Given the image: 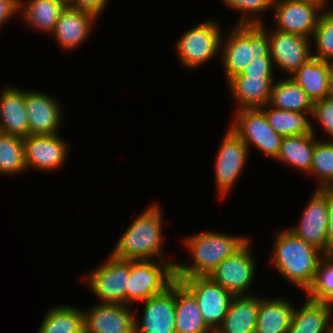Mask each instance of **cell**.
<instances>
[{
    "label": "cell",
    "instance_id": "obj_1",
    "mask_svg": "<svg viewBox=\"0 0 333 333\" xmlns=\"http://www.w3.org/2000/svg\"><path fill=\"white\" fill-rule=\"evenodd\" d=\"M163 215L156 202L146 207L117 240L111 255L120 260H170L163 253Z\"/></svg>",
    "mask_w": 333,
    "mask_h": 333
},
{
    "label": "cell",
    "instance_id": "obj_2",
    "mask_svg": "<svg viewBox=\"0 0 333 333\" xmlns=\"http://www.w3.org/2000/svg\"><path fill=\"white\" fill-rule=\"evenodd\" d=\"M183 239L182 244L188 249L186 251L192 262H175L176 281L193 276H208L225 258L235 254L250 240L247 236H231L211 230L201 231Z\"/></svg>",
    "mask_w": 333,
    "mask_h": 333
},
{
    "label": "cell",
    "instance_id": "obj_3",
    "mask_svg": "<svg viewBox=\"0 0 333 333\" xmlns=\"http://www.w3.org/2000/svg\"><path fill=\"white\" fill-rule=\"evenodd\" d=\"M275 234L271 265L283 279L305 292L313 281L324 253L287 228Z\"/></svg>",
    "mask_w": 333,
    "mask_h": 333
},
{
    "label": "cell",
    "instance_id": "obj_4",
    "mask_svg": "<svg viewBox=\"0 0 333 333\" xmlns=\"http://www.w3.org/2000/svg\"><path fill=\"white\" fill-rule=\"evenodd\" d=\"M220 62L226 81L239 74L252 58L270 57L269 38L259 25H235L222 36Z\"/></svg>",
    "mask_w": 333,
    "mask_h": 333
},
{
    "label": "cell",
    "instance_id": "obj_5",
    "mask_svg": "<svg viewBox=\"0 0 333 333\" xmlns=\"http://www.w3.org/2000/svg\"><path fill=\"white\" fill-rule=\"evenodd\" d=\"M174 260H130L125 305L135 306L163 293L175 280Z\"/></svg>",
    "mask_w": 333,
    "mask_h": 333
},
{
    "label": "cell",
    "instance_id": "obj_6",
    "mask_svg": "<svg viewBox=\"0 0 333 333\" xmlns=\"http://www.w3.org/2000/svg\"><path fill=\"white\" fill-rule=\"evenodd\" d=\"M216 20H206L184 32L175 42L174 49L181 66L196 69L220 56L223 34Z\"/></svg>",
    "mask_w": 333,
    "mask_h": 333
},
{
    "label": "cell",
    "instance_id": "obj_7",
    "mask_svg": "<svg viewBox=\"0 0 333 333\" xmlns=\"http://www.w3.org/2000/svg\"><path fill=\"white\" fill-rule=\"evenodd\" d=\"M234 118L229 128L247 145L248 150L253 146L275 160L283 136L268 124L265 114L259 108L239 109L235 111Z\"/></svg>",
    "mask_w": 333,
    "mask_h": 333
},
{
    "label": "cell",
    "instance_id": "obj_8",
    "mask_svg": "<svg viewBox=\"0 0 333 333\" xmlns=\"http://www.w3.org/2000/svg\"><path fill=\"white\" fill-rule=\"evenodd\" d=\"M104 264L81 278L98 303L125 305V290L130 276V260H120L108 254Z\"/></svg>",
    "mask_w": 333,
    "mask_h": 333
},
{
    "label": "cell",
    "instance_id": "obj_9",
    "mask_svg": "<svg viewBox=\"0 0 333 333\" xmlns=\"http://www.w3.org/2000/svg\"><path fill=\"white\" fill-rule=\"evenodd\" d=\"M249 240L235 254L225 258L208 277L229 291L233 296H250L256 275V257Z\"/></svg>",
    "mask_w": 333,
    "mask_h": 333
},
{
    "label": "cell",
    "instance_id": "obj_10",
    "mask_svg": "<svg viewBox=\"0 0 333 333\" xmlns=\"http://www.w3.org/2000/svg\"><path fill=\"white\" fill-rule=\"evenodd\" d=\"M227 130L217 149L214 164V180L221 199L231 193L250 154L247 145L230 128Z\"/></svg>",
    "mask_w": 333,
    "mask_h": 333
},
{
    "label": "cell",
    "instance_id": "obj_11",
    "mask_svg": "<svg viewBox=\"0 0 333 333\" xmlns=\"http://www.w3.org/2000/svg\"><path fill=\"white\" fill-rule=\"evenodd\" d=\"M177 281L197 300L204 322L215 333L222 324L234 296L208 276H193Z\"/></svg>",
    "mask_w": 333,
    "mask_h": 333
},
{
    "label": "cell",
    "instance_id": "obj_12",
    "mask_svg": "<svg viewBox=\"0 0 333 333\" xmlns=\"http://www.w3.org/2000/svg\"><path fill=\"white\" fill-rule=\"evenodd\" d=\"M259 26L268 35L270 57L274 67L280 68L287 77L293 75L303 63L313 57L310 38L276 29L268 30L265 22Z\"/></svg>",
    "mask_w": 333,
    "mask_h": 333
},
{
    "label": "cell",
    "instance_id": "obj_13",
    "mask_svg": "<svg viewBox=\"0 0 333 333\" xmlns=\"http://www.w3.org/2000/svg\"><path fill=\"white\" fill-rule=\"evenodd\" d=\"M69 141L55 135H31L23 138L27 170L55 172L60 169L69 155Z\"/></svg>",
    "mask_w": 333,
    "mask_h": 333
},
{
    "label": "cell",
    "instance_id": "obj_14",
    "mask_svg": "<svg viewBox=\"0 0 333 333\" xmlns=\"http://www.w3.org/2000/svg\"><path fill=\"white\" fill-rule=\"evenodd\" d=\"M310 198L298 224L287 229L325 254L328 237L327 198L319 189H314Z\"/></svg>",
    "mask_w": 333,
    "mask_h": 333
},
{
    "label": "cell",
    "instance_id": "obj_15",
    "mask_svg": "<svg viewBox=\"0 0 333 333\" xmlns=\"http://www.w3.org/2000/svg\"><path fill=\"white\" fill-rule=\"evenodd\" d=\"M273 24L278 31L312 38L322 11L300 0H274Z\"/></svg>",
    "mask_w": 333,
    "mask_h": 333
},
{
    "label": "cell",
    "instance_id": "obj_16",
    "mask_svg": "<svg viewBox=\"0 0 333 333\" xmlns=\"http://www.w3.org/2000/svg\"><path fill=\"white\" fill-rule=\"evenodd\" d=\"M88 309H83L85 333H135L136 313L134 312L137 311H134L133 307L95 303Z\"/></svg>",
    "mask_w": 333,
    "mask_h": 333
},
{
    "label": "cell",
    "instance_id": "obj_17",
    "mask_svg": "<svg viewBox=\"0 0 333 333\" xmlns=\"http://www.w3.org/2000/svg\"><path fill=\"white\" fill-rule=\"evenodd\" d=\"M142 317L136 315L135 333H176L175 282L163 293L143 301Z\"/></svg>",
    "mask_w": 333,
    "mask_h": 333
},
{
    "label": "cell",
    "instance_id": "obj_18",
    "mask_svg": "<svg viewBox=\"0 0 333 333\" xmlns=\"http://www.w3.org/2000/svg\"><path fill=\"white\" fill-rule=\"evenodd\" d=\"M55 97L39 92L25 90V106L31 135H55L62 127V107Z\"/></svg>",
    "mask_w": 333,
    "mask_h": 333
},
{
    "label": "cell",
    "instance_id": "obj_19",
    "mask_svg": "<svg viewBox=\"0 0 333 333\" xmlns=\"http://www.w3.org/2000/svg\"><path fill=\"white\" fill-rule=\"evenodd\" d=\"M99 18L92 13L70 7L61 12L52 35L55 42L64 50L80 47L90 37L95 22Z\"/></svg>",
    "mask_w": 333,
    "mask_h": 333
},
{
    "label": "cell",
    "instance_id": "obj_20",
    "mask_svg": "<svg viewBox=\"0 0 333 333\" xmlns=\"http://www.w3.org/2000/svg\"><path fill=\"white\" fill-rule=\"evenodd\" d=\"M274 75H235L226 84L236 110L261 108L269 103Z\"/></svg>",
    "mask_w": 333,
    "mask_h": 333
},
{
    "label": "cell",
    "instance_id": "obj_21",
    "mask_svg": "<svg viewBox=\"0 0 333 333\" xmlns=\"http://www.w3.org/2000/svg\"><path fill=\"white\" fill-rule=\"evenodd\" d=\"M0 132L22 138L30 134L24 89L6 85L1 90Z\"/></svg>",
    "mask_w": 333,
    "mask_h": 333
},
{
    "label": "cell",
    "instance_id": "obj_22",
    "mask_svg": "<svg viewBox=\"0 0 333 333\" xmlns=\"http://www.w3.org/2000/svg\"><path fill=\"white\" fill-rule=\"evenodd\" d=\"M332 72V62L312 57L290 77L304 90L312 103H315L328 97Z\"/></svg>",
    "mask_w": 333,
    "mask_h": 333
},
{
    "label": "cell",
    "instance_id": "obj_23",
    "mask_svg": "<svg viewBox=\"0 0 333 333\" xmlns=\"http://www.w3.org/2000/svg\"><path fill=\"white\" fill-rule=\"evenodd\" d=\"M260 296H234L215 333H255Z\"/></svg>",
    "mask_w": 333,
    "mask_h": 333
},
{
    "label": "cell",
    "instance_id": "obj_24",
    "mask_svg": "<svg viewBox=\"0 0 333 333\" xmlns=\"http://www.w3.org/2000/svg\"><path fill=\"white\" fill-rule=\"evenodd\" d=\"M67 5L66 0H19V15L34 31L49 36Z\"/></svg>",
    "mask_w": 333,
    "mask_h": 333
},
{
    "label": "cell",
    "instance_id": "obj_25",
    "mask_svg": "<svg viewBox=\"0 0 333 333\" xmlns=\"http://www.w3.org/2000/svg\"><path fill=\"white\" fill-rule=\"evenodd\" d=\"M302 306H295L287 333H326L333 323V304L306 298Z\"/></svg>",
    "mask_w": 333,
    "mask_h": 333
},
{
    "label": "cell",
    "instance_id": "obj_26",
    "mask_svg": "<svg viewBox=\"0 0 333 333\" xmlns=\"http://www.w3.org/2000/svg\"><path fill=\"white\" fill-rule=\"evenodd\" d=\"M284 297H260L255 333H287L295 306Z\"/></svg>",
    "mask_w": 333,
    "mask_h": 333
},
{
    "label": "cell",
    "instance_id": "obj_27",
    "mask_svg": "<svg viewBox=\"0 0 333 333\" xmlns=\"http://www.w3.org/2000/svg\"><path fill=\"white\" fill-rule=\"evenodd\" d=\"M175 329L176 333H213L203 320L194 296L175 281Z\"/></svg>",
    "mask_w": 333,
    "mask_h": 333
},
{
    "label": "cell",
    "instance_id": "obj_28",
    "mask_svg": "<svg viewBox=\"0 0 333 333\" xmlns=\"http://www.w3.org/2000/svg\"><path fill=\"white\" fill-rule=\"evenodd\" d=\"M268 105L279 110L306 113L309 116H312L313 112V103L307 94L287 76L273 83Z\"/></svg>",
    "mask_w": 333,
    "mask_h": 333
},
{
    "label": "cell",
    "instance_id": "obj_29",
    "mask_svg": "<svg viewBox=\"0 0 333 333\" xmlns=\"http://www.w3.org/2000/svg\"><path fill=\"white\" fill-rule=\"evenodd\" d=\"M313 151V133L283 136L280 150L275 160L308 175L310 173Z\"/></svg>",
    "mask_w": 333,
    "mask_h": 333
},
{
    "label": "cell",
    "instance_id": "obj_30",
    "mask_svg": "<svg viewBox=\"0 0 333 333\" xmlns=\"http://www.w3.org/2000/svg\"><path fill=\"white\" fill-rule=\"evenodd\" d=\"M43 317L36 333H85V315L80 307L54 306Z\"/></svg>",
    "mask_w": 333,
    "mask_h": 333
},
{
    "label": "cell",
    "instance_id": "obj_31",
    "mask_svg": "<svg viewBox=\"0 0 333 333\" xmlns=\"http://www.w3.org/2000/svg\"><path fill=\"white\" fill-rule=\"evenodd\" d=\"M266 116L268 124L282 136H297L313 133L310 116L306 113L279 110L269 106L259 108Z\"/></svg>",
    "mask_w": 333,
    "mask_h": 333
},
{
    "label": "cell",
    "instance_id": "obj_32",
    "mask_svg": "<svg viewBox=\"0 0 333 333\" xmlns=\"http://www.w3.org/2000/svg\"><path fill=\"white\" fill-rule=\"evenodd\" d=\"M311 130L314 134V151L308 175L318 181L315 189L333 187V140L317 139V129L313 123H311Z\"/></svg>",
    "mask_w": 333,
    "mask_h": 333
},
{
    "label": "cell",
    "instance_id": "obj_33",
    "mask_svg": "<svg viewBox=\"0 0 333 333\" xmlns=\"http://www.w3.org/2000/svg\"><path fill=\"white\" fill-rule=\"evenodd\" d=\"M23 138L0 132V175L26 173Z\"/></svg>",
    "mask_w": 333,
    "mask_h": 333
},
{
    "label": "cell",
    "instance_id": "obj_34",
    "mask_svg": "<svg viewBox=\"0 0 333 333\" xmlns=\"http://www.w3.org/2000/svg\"><path fill=\"white\" fill-rule=\"evenodd\" d=\"M306 298L333 304V254H323Z\"/></svg>",
    "mask_w": 333,
    "mask_h": 333
},
{
    "label": "cell",
    "instance_id": "obj_35",
    "mask_svg": "<svg viewBox=\"0 0 333 333\" xmlns=\"http://www.w3.org/2000/svg\"><path fill=\"white\" fill-rule=\"evenodd\" d=\"M311 40L316 48L312 56L333 63V10L322 12Z\"/></svg>",
    "mask_w": 333,
    "mask_h": 333
},
{
    "label": "cell",
    "instance_id": "obj_36",
    "mask_svg": "<svg viewBox=\"0 0 333 333\" xmlns=\"http://www.w3.org/2000/svg\"><path fill=\"white\" fill-rule=\"evenodd\" d=\"M227 8L240 12L237 25H260L264 23L262 12L272 11L274 0H221ZM261 14V15H260Z\"/></svg>",
    "mask_w": 333,
    "mask_h": 333
},
{
    "label": "cell",
    "instance_id": "obj_37",
    "mask_svg": "<svg viewBox=\"0 0 333 333\" xmlns=\"http://www.w3.org/2000/svg\"><path fill=\"white\" fill-rule=\"evenodd\" d=\"M312 120L315 119L319 127L333 140V100L324 98L313 103Z\"/></svg>",
    "mask_w": 333,
    "mask_h": 333
},
{
    "label": "cell",
    "instance_id": "obj_38",
    "mask_svg": "<svg viewBox=\"0 0 333 333\" xmlns=\"http://www.w3.org/2000/svg\"><path fill=\"white\" fill-rule=\"evenodd\" d=\"M275 68L271 57L252 58L251 62L236 75H274Z\"/></svg>",
    "mask_w": 333,
    "mask_h": 333
},
{
    "label": "cell",
    "instance_id": "obj_39",
    "mask_svg": "<svg viewBox=\"0 0 333 333\" xmlns=\"http://www.w3.org/2000/svg\"><path fill=\"white\" fill-rule=\"evenodd\" d=\"M109 0H69L68 5L72 8L79 9L92 13L93 15L99 17L105 9Z\"/></svg>",
    "mask_w": 333,
    "mask_h": 333
},
{
    "label": "cell",
    "instance_id": "obj_40",
    "mask_svg": "<svg viewBox=\"0 0 333 333\" xmlns=\"http://www.w3.org/2000/svg\"><path fill=\"white\" fill-rule=\"evenodd\" d=\"M327 198L328 237L327 254H333V187L319 189Z\"/></svg>",
    "mask_w": 333,
    "mask_h": 333
},
{
    "label": "cell",
    "instance_id": "obj_41",
    "mask_svg": "<svg viewBox=\"0 0 333 333\" xmlns=\"http://www.w3.org/2000/svg\"><path fill=\"white\" fill-rule=\"evenodd\" d=\"M19 14V0H0V28L8 21Z\"/></svg>",
    "mask_w": 333,
    "mask_h": 333
},
{
    "label": "cell",
    "instance_id": "obj_42",
    "mask_svg": "<svg viewBox=\"0 0 333 333\" xmlns=\"http://www.w3.org/2000/svg\"><path fill=\"white\" fill-rule=\"evenodd\" d=\"M300 1H303V2H306V3H308V4H311V5H314V6H316L318 9H320L322 12H325V10L326 11H331V10H333V8H330L329 7V1L330 0H300ZM328 4V5H327ZM327 8H326V7ZM323 9V10H322Z\"/></svg>",
    "mask_w": 333,
    "mask_h": 333
},
{
    "label": "cell",
    "instance_id": "obj_43",
    "mask_svg": "<svg viewBox=\"0 0 333 333\" xmlns=\"http://www.w3.org/2000/svg\"><path fill=\"white\" fill-rule=\"evenodd\" d=\"M328 98L333 100V72L329 79V90H328Z\"/></svg>",
    "mask_w": 333,
    "mask_h": 333
},
{
    "label": "cell",
    "instance_id": "obj_44",
    "mask_svg": "<svg viewBox=\"0 0 333 333\" xmlns=\"http://www.w3.org/2000/svg\"><path fill=\"white\" fill-rule=\"evenodd\" d=\"M326 333H333V323L327 328Z\"/></svg>",
    "mask_w": 333,
    "mask_h": 333
}]
</instances>
